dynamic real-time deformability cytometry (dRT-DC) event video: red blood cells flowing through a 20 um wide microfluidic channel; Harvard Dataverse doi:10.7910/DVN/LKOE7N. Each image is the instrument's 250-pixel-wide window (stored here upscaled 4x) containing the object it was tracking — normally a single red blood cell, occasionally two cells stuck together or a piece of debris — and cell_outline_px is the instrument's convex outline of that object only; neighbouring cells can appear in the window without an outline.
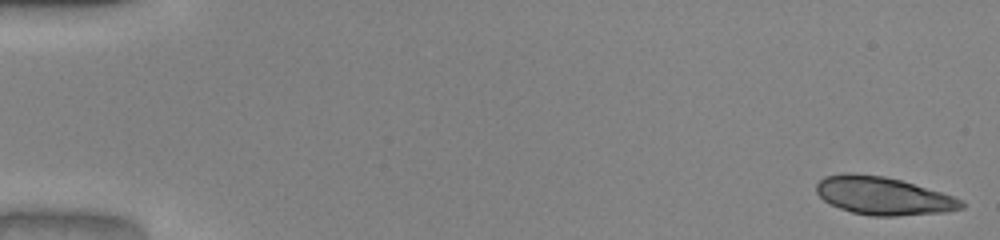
{"species": "common noctule bat (a hibernating species)", "species_latin": "Nyctalus noctula", "temperature_condition": "warm", "stored_images_in_passage": 15, "camera_frame_rate_fps": 3000, "um_per_image_px": 0.085, "animal": {"sex": "male", "body_mass_g": 20.0, "forearm_length_mm": 53.3}, "frame": {"image": 1, "passage_image": 1, "time_ms": 0.0, "image_size_px": [1000, 240], "cell_outline_px": [[964, 208], [944, 212], [896, 216], [872, 216], [852, 212], [840, 208], [824, 200], [816, 192], [816, 184], [824, 176], [884, 176], [900, 180], [940, 192], [952, 196], [960, 200], [964, 204]], "centroid_in_image_um": [75.11, 16.69], "position_along_channel_um": 9.9, "area_um2": 30.92}}